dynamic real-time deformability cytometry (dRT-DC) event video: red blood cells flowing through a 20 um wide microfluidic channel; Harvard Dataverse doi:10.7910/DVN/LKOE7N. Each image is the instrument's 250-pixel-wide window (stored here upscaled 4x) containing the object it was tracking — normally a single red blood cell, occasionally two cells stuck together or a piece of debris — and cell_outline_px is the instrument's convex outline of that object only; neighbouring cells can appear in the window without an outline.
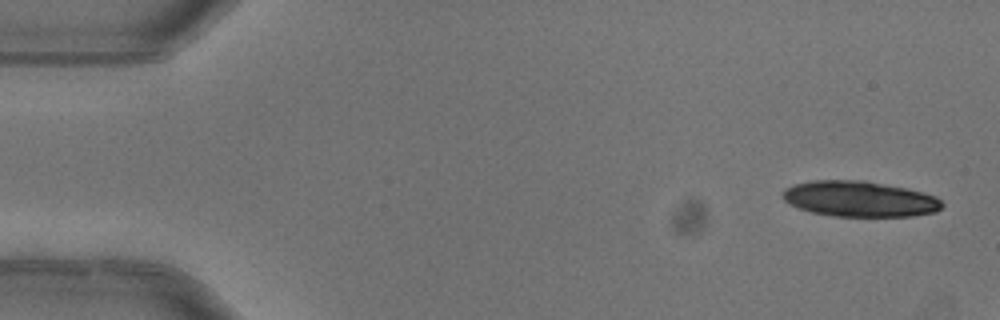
{"species": "common noctule bat (a hibernating species)", "species_latin": "Nyctalus noctula", "temperature_condition": "warm", "stored_images_in_passage": 3, "camera_frame_rate_fps": 3000, "um_per_image_px": 0.085, "animal": {"sex": "female"}, "frame": {"image": 1, "passage_image": 1, "time_ms": 0.0, "image_size_px": [1000, 320], "cell_outline_px": [[944, 204], [936, 212], [912, 216], [832, 216], [812, 212], [800, 208], [784, 200], [780, 196], [784, 188], [796, 184], [812, 180], [860, 180], [904, 188], [936, 196]], "centroid_in_image_um": [73.04, 16.91], "position_along_channel_um": 12.0, "area_um2": 32.83}}